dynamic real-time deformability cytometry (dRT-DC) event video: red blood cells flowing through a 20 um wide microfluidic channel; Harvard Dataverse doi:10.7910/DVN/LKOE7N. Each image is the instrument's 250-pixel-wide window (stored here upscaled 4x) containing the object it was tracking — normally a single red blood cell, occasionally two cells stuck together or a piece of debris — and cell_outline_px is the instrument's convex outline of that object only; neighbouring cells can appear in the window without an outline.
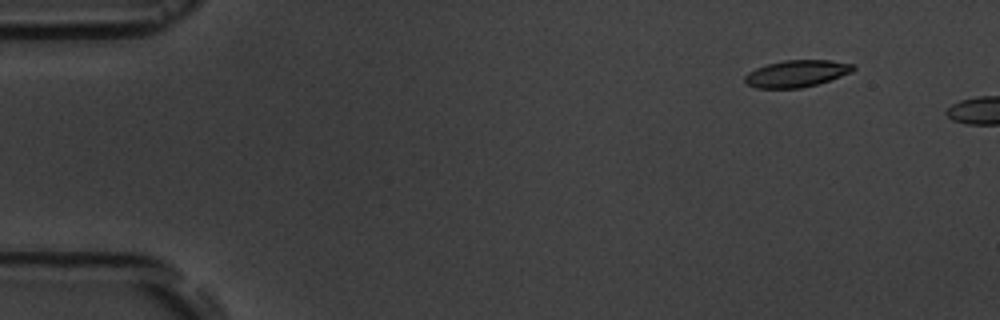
{"species": "common noctule bat (a hibernating species)", "species_latin": "Nyctalus noctula", "temperature_condition": "room temperature", "stored_images_in_passage": 2, "camera_frame_rate_fps": 3000, "um_per_image_px": 0.085, "animal": {"sex": "male", "body_mass_g": 19.5, "forearm_length_mm": 54.6}, "frame": {"image": 1, "passage_image": 1, "time_ms": 0.0, "image_size_px": [1000, 320], "cell_outline_px": [[856, 68], [852, 72], [816, 84], [800, 88], [756, 88], [748, 84], [744, 80], [744, 76], [748, 72], [756, 68], [768, 64], [784, 60], [828, 60], [856, 64]], "centroid_in_image_um": [67.72, 6.24], "position_along_channel_um": 17.3, "area_um2": 16.88}}